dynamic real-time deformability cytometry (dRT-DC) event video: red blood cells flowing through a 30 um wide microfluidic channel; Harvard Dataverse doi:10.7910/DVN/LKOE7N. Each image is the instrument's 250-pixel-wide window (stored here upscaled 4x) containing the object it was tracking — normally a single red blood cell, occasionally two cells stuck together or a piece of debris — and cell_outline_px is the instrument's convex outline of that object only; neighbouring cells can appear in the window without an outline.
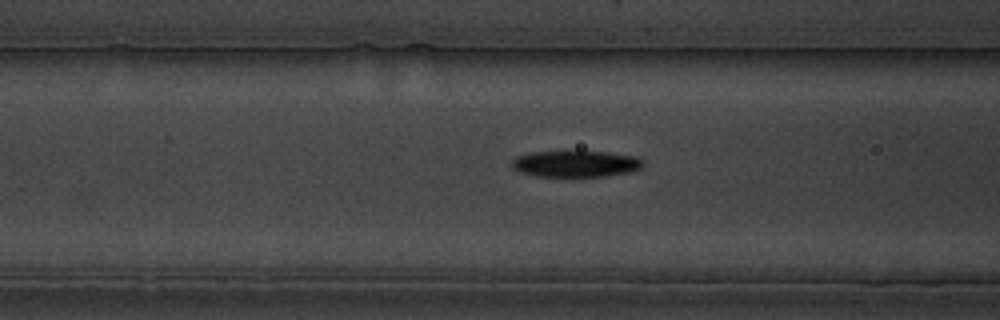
{"species": "common noctule bat (a hibernating species)", "species_latin": "Nyctalus noctula", "temperature_condition": "cold", "stored_images_in_passage": 13, "camera_frame_rate_fps": 3000, "um_per_image_px": 0.085, "animal": {"sex": "male", "body_mass_g": 19.5, "forearm_length_mm": 54.6}, "frame": {"image": 1, "passage_image": 11, "time_ms": 3.333, "image_size_px": [1000, 320], "cell_outline_px": [[644, 164], [640, 168], [632, 172], [608, 176], [536, 176], [520, 172], [512, 168], [512, 160], [516, 156], [532, 152], [604, 152], [636, 156]], "centroid_in_image_um": [48.93, 13.93], "position_along_channel_um": 117.7, "area_um2": 20.0}}